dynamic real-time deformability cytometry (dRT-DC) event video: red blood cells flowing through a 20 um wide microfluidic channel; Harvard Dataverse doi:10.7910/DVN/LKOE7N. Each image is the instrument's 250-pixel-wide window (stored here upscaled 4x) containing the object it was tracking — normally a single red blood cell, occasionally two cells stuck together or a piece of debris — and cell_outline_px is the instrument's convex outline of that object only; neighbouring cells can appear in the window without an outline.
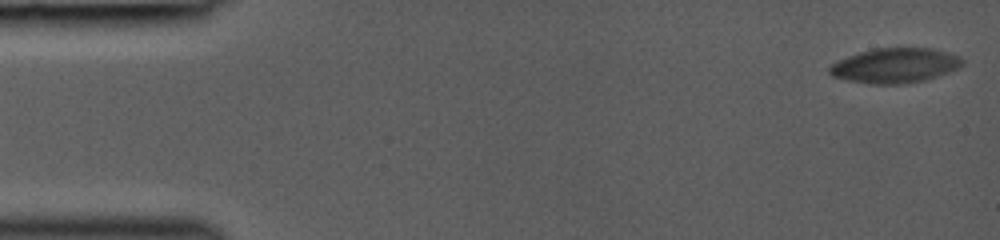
{"species": "common noctule bat (a hibernating species)", "species_latin": "Nyctalus noctula", "temperature_condition": "room temperature", "stored_images_in_passage": 47, "camera_frame_rate_fps": 3000, "um_per_image_px": 0.085, "animal": {"sex": "female", "body_mass_g": 19.0, "forearm_length_mm": 53.3}, "frame": {"image": 1, "passage_image": 1, "time_ms": 0.0, "image_size_px": [1000, 240], "cell_outline_px": [[964, 64], [960, 68], [924, 80], [904, 84], [872, 84], [848, 80], [832, 76], [828, 72], [828, 68], [832, 64], [848, 56], [860, 52], [876, 48], [932, 48], [960, 56], [964, 60]], "centroid_in_image_um": [76.1, 5.57], "position_along_channel_um": 8.9, "area_um2": 26.88}}
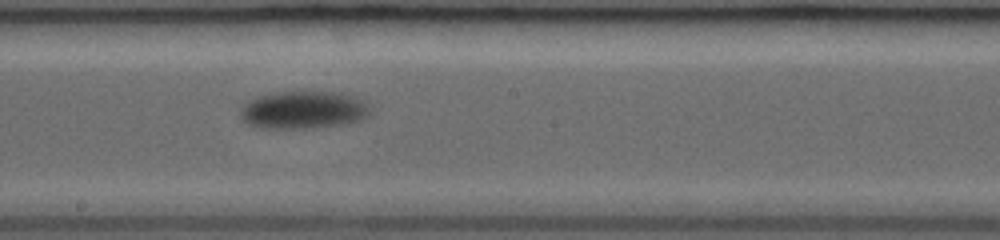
{"frame": {"image": 2, "passage_image": 27, "time_ms": 8.667, "image_size_px": [1000, 240], "cell_outline_px": [[368, 116], [360, 120], [344, 124], [312, 128], [264, 128], [248, 124], [240, 116], [240, 108], [244, 104], [256, 96], [276, 92], [340, 92], [352, 96], [368, 104]], "centroid_in_image_um": [25.76, 9.35], "position_along_channel_um": 222.4, "area_um2": 28.38}}
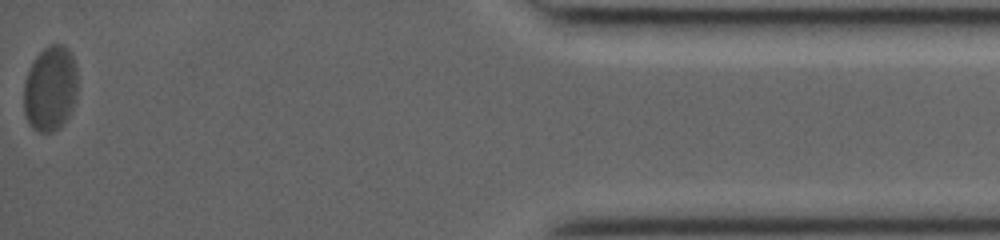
{"frame": {"image": 3, "passage_image": 47, "time_ms": 15.333, "image_size_px": [1000, 240], "cell_outline_px": [[76, 96], [72, 112], [60, 128], [52, 132], [40, 132], [32, 128], [28, 124], [24, 112], [24, 84], [28, 72], [36, 56], [48, 44], [64, 44], [68, 48], [76, 64]], "centroid_in_image_um": [4.28, 7.54], "position_along_channel_um": 430.9, "area_um2": 26.99}}